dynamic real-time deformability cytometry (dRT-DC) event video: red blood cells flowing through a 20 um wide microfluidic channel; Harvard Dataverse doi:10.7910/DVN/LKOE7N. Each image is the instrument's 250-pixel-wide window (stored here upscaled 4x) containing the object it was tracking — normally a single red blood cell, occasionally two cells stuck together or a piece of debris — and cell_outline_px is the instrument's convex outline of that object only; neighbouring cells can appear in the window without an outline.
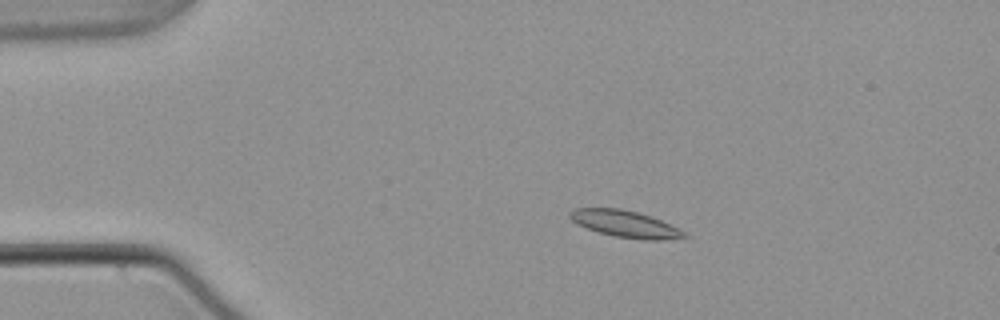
{"species": "common noctule bat (a hibernating species)", "species_latin": "Nyctalus noctula", "temperature_condition": "warm", "stored_images_in_passage": 56, "camera_frame_rate_fps": 3000, "um_per_image_px": 0.085, "animal": {"sex": "male", "body_mass_g": 21.5, "forearm_length_mm": 52.0}, "frame": {"image": 1, "passage_image": 12, "time_ms": 3.667, "image_size_px": [1000, 320], "cell_outline_px": [[688, 236], [664, 240], [644, 240], [616, 236], [600, 232], [576, 224], [568, 216], [568, 212], [572, 208], [620, 208], [636, 212], [660, 220], [684, 232]], "centroid_in_image_um": [53.07, 19.02], "position_along_channel_um": 31.9, "area_um2": 17.51}}
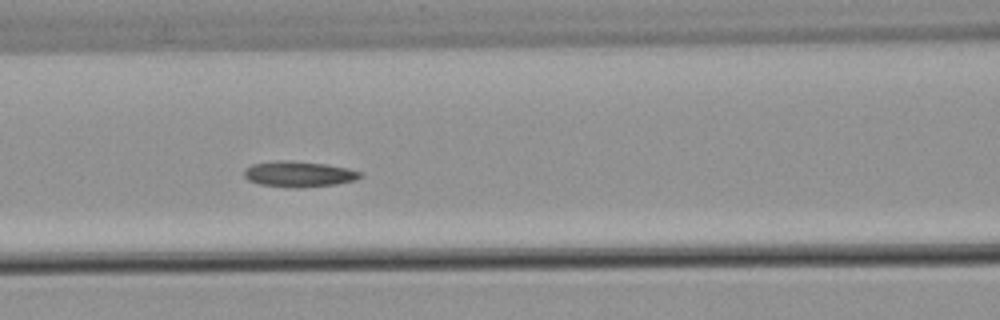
{"frame": {"image": 2, "passage_image": 25, "time_ms": 8.0, "image_size_px": [1000, 320], "cell_outline_px": [[364, 176], [356, 180], [336, 184], [300, 188], [284, 188], [260, 184], [248, 180], [244, 176], [244, 168], [252, 164], [276, 160], [288, 160], [324, 164], [348, 168], [360, 172]], "centroid_in_image_um": [25.38, 14.8], "position_along_channel_um": 141.2, "area_um2": 17.63}}
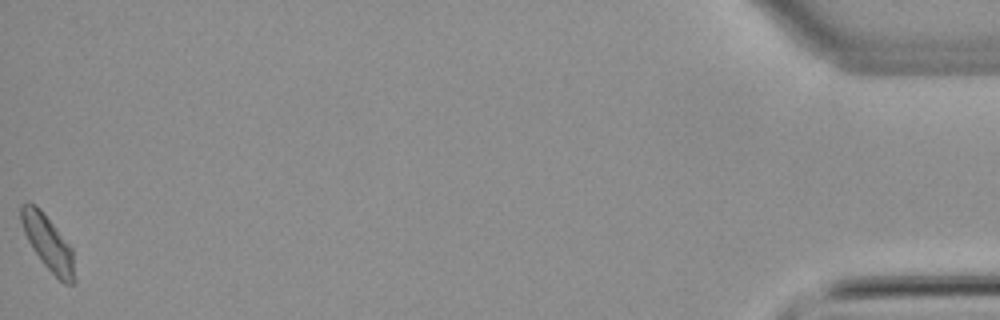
{"frame": {"image": 3, "passage_image": 56, "time_ms": 18.333, "image_size_px": [1000, 320], "cell_outline_px": [[76, 280], [72, 284], [64, 284], [40, 260], [32, 248], [24, 232], [20, 220], [20, 204], [36, 204], [40, 208], [72, 248]], "centroid_in_image_um": [4.09, 20.65], "position_along_channel_um": 431.1, "area_um2": 16.94}}